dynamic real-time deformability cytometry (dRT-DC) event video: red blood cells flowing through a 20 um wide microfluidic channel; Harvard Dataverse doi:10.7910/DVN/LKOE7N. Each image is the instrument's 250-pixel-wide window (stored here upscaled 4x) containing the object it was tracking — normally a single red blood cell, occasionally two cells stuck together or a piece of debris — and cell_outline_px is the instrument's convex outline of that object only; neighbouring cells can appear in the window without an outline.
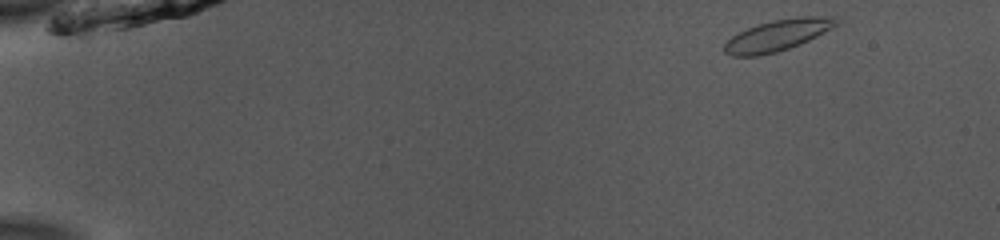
{"species": "common noctule bat (a hibernating species)", "species_latin": "Nyctalus noctula", "temperature_condition": "room temperature", "stored_images_in_passage": 48, "camera_frame_rate_fps": 3000, "um_per_image_px": 0.085, "animal": {"sex": "male", "body_mass_g": 13.0, "forearm_length_mm": 53.1}, "frame": {"image": 1, "passage_image": 1, "time_ms": 0.0, "image_size_px": [1000, 240], "cell_outline_px": [[840, 24], [808, 40], [788, 48], [776, 52], [760, 56], [732, 56], [724, 52], [724, 44], [732, 36], [748, 28], [772, 20], [796, 16], [836, 16]], "centroid_in_image_um": [66.12, 2.98], "position_along_channel_um": 18.9, "area_um2": 20.29}}
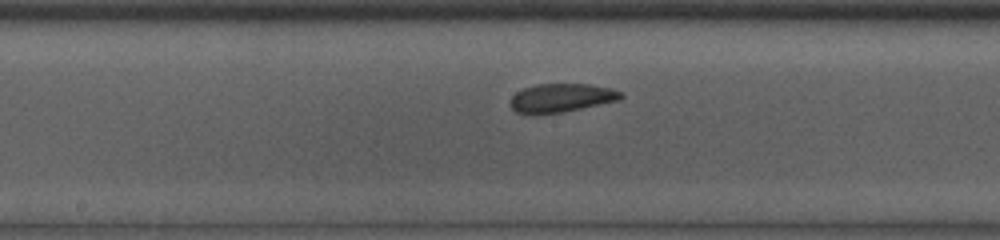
{"frame": {"image": 2, "passage_image": 24, "time_ms": 7.667, "image_size_px": [1000, 240], "cell_outline_px": [[624, 96], [616, 100], [580, 108], [560, 112], [532, 116], [516, 112], [508, 104], [512, 96], [516, 92], [524, 88], [536, 84], [588, 84], [608, 88], [624, 92]], "centroid_in_image_um": [47.62, 8.33], "position_along_channel_um": 200.6, "area_um2": 18.44}}
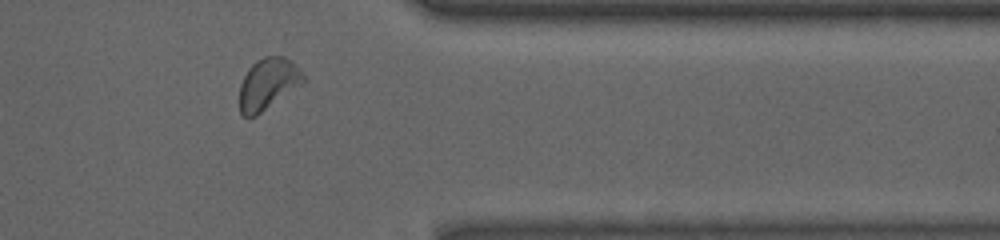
{"frame": {"image": 3, "passage_image": 39, "time_ms": 12.667, "image_size_px": [1000, 240], "cell_outline_px": [[308, 80], [256, 116], [244, 116], [240, 112], [240, 84], [248, 68], [256, 60], [264, 56], [284, 56], [304, 72], [308, 76]], "centroid_in_image_um": [22.82, 7.11], "position_along_channel_um": 388.6, "area_um2": 19.25}, "authors_computed_cell_mechanics": {"area_um2": 19.4208, "velocity_mm_per_s": 3.9057, "shape_relaxation_time_tau1_ms": 2.4311, "shape_relaxation_time_tau2_ms": 1.7215, "deformation_change_tau1": 0.102, "deformation_change_tau2": 0.0445}}